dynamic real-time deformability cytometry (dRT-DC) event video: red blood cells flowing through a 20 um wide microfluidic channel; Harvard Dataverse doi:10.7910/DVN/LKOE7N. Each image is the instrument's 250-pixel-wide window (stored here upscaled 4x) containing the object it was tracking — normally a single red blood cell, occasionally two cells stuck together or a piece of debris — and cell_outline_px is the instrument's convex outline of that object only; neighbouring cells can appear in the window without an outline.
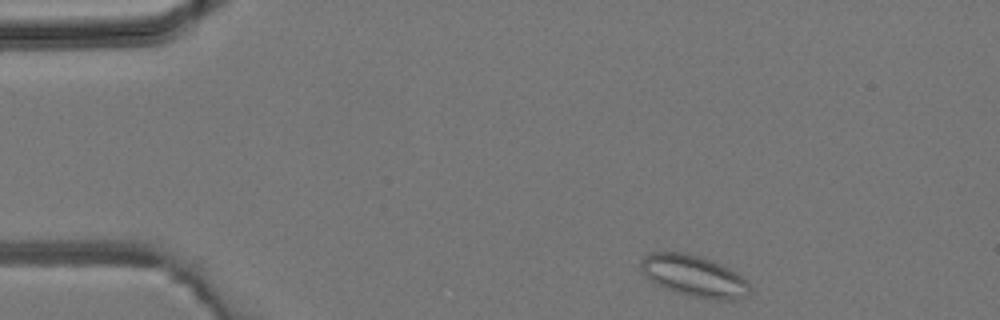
{"species": "common noctule bat (a hibernating species)", "species_latin": "Nyctalus noctula", "temperature_condition": "room temperature", "stored_images_in_passage": 40, "camera_frame_rate_fps": 3000, "um_per_image_px": 0.085, "animal": {"sex": "male", "body_mass_g": 19.2, "forearm_length_mm": 51.8}, "frame": {"image": 1, "passage_image": 1, "time_ms": 0.0, "image_size_px": [1000, 320], "cell_outline_px": [[752, 288], [748, 296], [736, 300], [716, 300], [688, 296], [672, 292], [656, 284], [640, 268], [640, 260], [648, 252], [684, 252], [700, 256], [720, 264], [736, 272]], "centroid_in_image_um": [58.99, 23.47], "position_along_channel_um": 26.0, "area_um2": 26.47}}
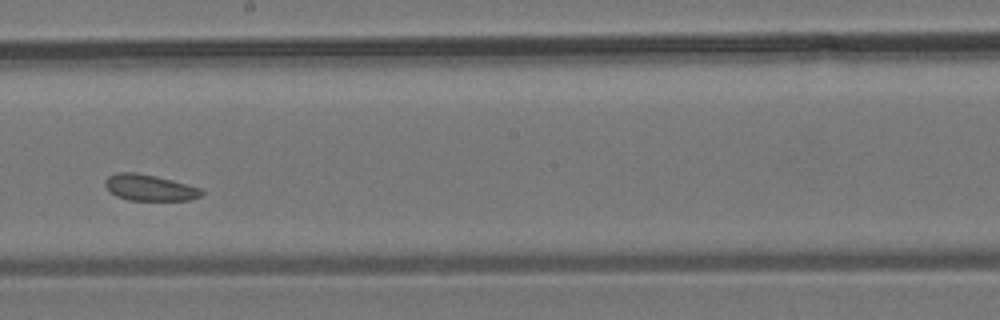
{"frame": {"image": 2, "passage_image": 20, "time_ms": 6.333, "image_size_px": [1000, 320], "cell_outline_px": [[204, 192], [200, 196], [192, 200], [128, 200], [116, 196], [104, 184], [104, 180], [108, 176], [116, 172], [136, 172], [156, 176], [172, 180], [200, 188]], "centroid_in_image_um": [12.7, 15.94], "position_along_channel_um": 235.5, "area_um2": 14.68}}
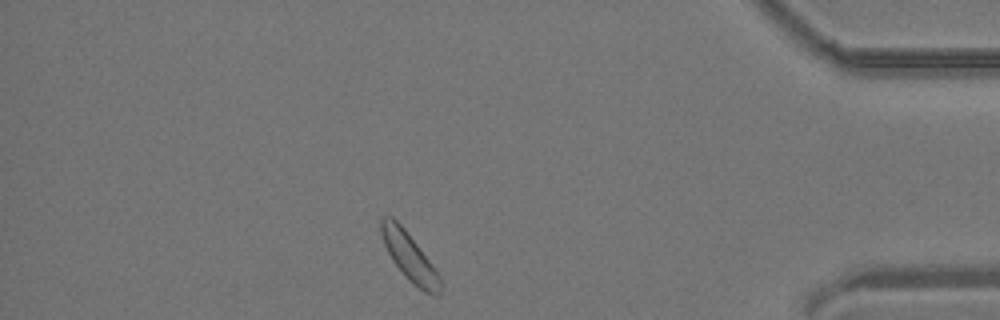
{"frame": {"image": 3, "passage_image": 34, "time_ms": 11.0, "image_size_px": [1000, 320], "cell_outline_px": [[440, 296], [432, 296], [424, 292], [412, 284], [404, 276], [392, 260], [384, 244], [380, 232], [380, 216], [392, 216], [404, 228], [440, 276]], "centroid_in_image_um": [34.77, 21.84], "position_along_channel_um": 400.4, "area_um2": 16.42}}